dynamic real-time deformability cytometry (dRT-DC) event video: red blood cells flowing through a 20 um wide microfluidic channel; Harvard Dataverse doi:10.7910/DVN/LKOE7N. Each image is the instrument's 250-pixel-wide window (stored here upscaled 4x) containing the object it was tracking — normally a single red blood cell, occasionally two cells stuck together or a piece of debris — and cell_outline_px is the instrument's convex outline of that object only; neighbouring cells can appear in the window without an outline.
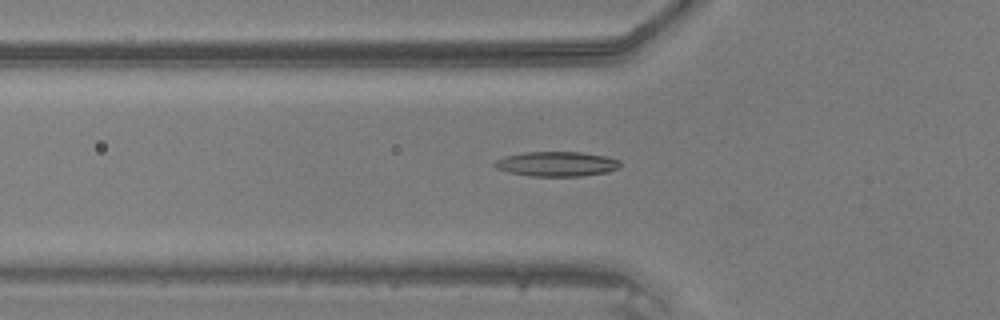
{"species": "common noctule bat (a hibernating species)", "species_latin": "Nyctalus noctula", "temperature_condition": "warm", "stored_images_in_passage": 40, "camera_frame_rate_fps": 3000, "um_per_image_px": 0.085, "animal": {"sex": "male", "body_mass_g": 20.5, "forearm_length_mm": 52.5}, "frame": {"image": 1, "passage_image": 9, "time_ms": 2.667, "image_size_px": [1000, 320], "cell_outline_px": [[620, 168], [608, 172], [580, 176], [532, 176], [508, 172], [496, 168], [492, 164], [496, 160], [504, 156], [524, 152], [580, 152], [608, 156], [620, 160]], "centroid_in_image_um": [47.33, 13.93], "position_along_channel_um": 78.5, "area_um2": 18.26}}
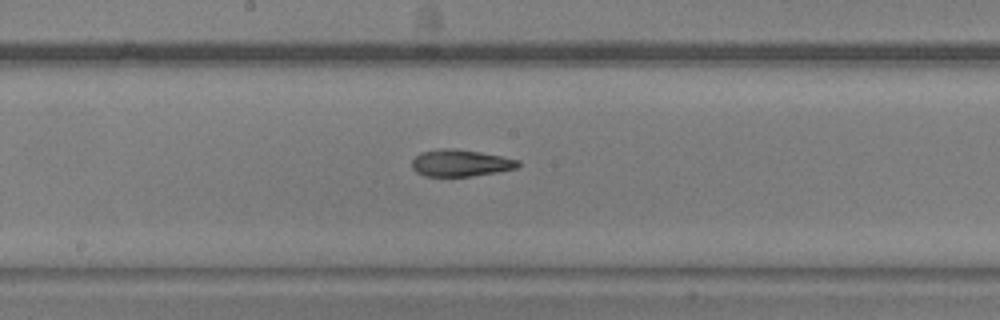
{"frame": {"image": 2, "passage_image": 18, "time_ms": 5.667, "image_size_px": [1000, 320], "cell_outline_px": [[520, 164], [516, 168], [496, 172], [472, 176], [424, 176], [416, 172], [412, 168], [412, 160], [420, 152], [444, 148], [452, 148], [480, 152], [520, 160]], "centroid_in_image_um": [39.12, 13.86], "position_along_channel_um": 209.1, "area_um2": 16.53}}
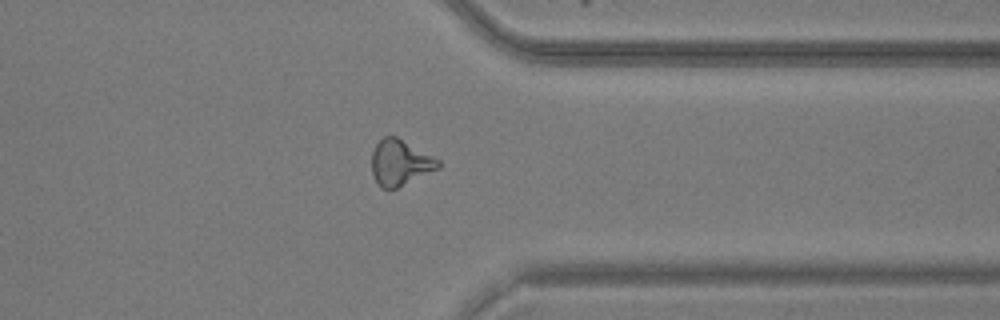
{"frame": {"image": 3, "passage_image": 30, "time_ms": 9.667, "image_size_px": [1000, 320], "cell_outline_px": [[440, 168], [396, 188], [380, 188], [372, 172], [372, 152], [376, 144], [384, 136], [396, 136], [440, 160]], "centroid_in_image_um": [34.01, 13.82], "position_along_channel_um": 377.4, "area_um2": 17.51}}